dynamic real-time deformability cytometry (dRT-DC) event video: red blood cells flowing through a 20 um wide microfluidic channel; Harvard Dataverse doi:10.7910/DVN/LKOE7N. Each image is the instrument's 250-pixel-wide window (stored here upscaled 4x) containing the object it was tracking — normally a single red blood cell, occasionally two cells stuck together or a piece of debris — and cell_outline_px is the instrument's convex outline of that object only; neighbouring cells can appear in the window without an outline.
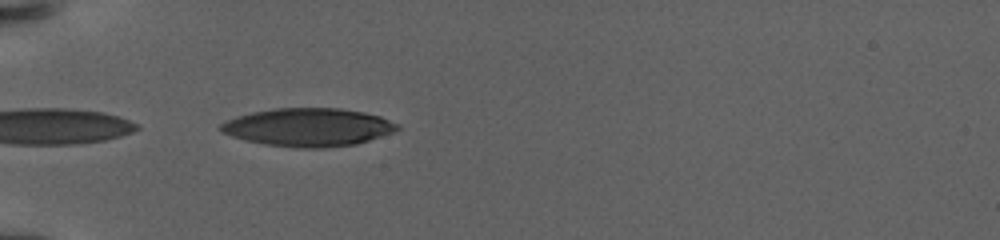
{"species": "human", "species_latin": "Homo sapiens", "temperature_condition": "warm", "stored_images_in_passage": 3, "camera_frame_rate_fps": 3000, "um_per_image_px": 0.085, "donor": {"sex": "female"}, "frame": {"image": 1, "passage_image": 2, "time_ms": 0.333, "image_size_px": [1000, 240], "cell_outline_px": [[400, 128], [392, 132], [356, 144], [320, 148], [300, 148], [264, 144], [244, 140], [232, 136], [216, 128], [220, 124], [236, 116], [252, 112], [272, 108], [340, 108], [364, 112], [380, 116], [400, 124]], "centroid_in_image_um": [26.19, 10.81], "position_along_channel_um": 58.8, "area_um2": 39.25}}